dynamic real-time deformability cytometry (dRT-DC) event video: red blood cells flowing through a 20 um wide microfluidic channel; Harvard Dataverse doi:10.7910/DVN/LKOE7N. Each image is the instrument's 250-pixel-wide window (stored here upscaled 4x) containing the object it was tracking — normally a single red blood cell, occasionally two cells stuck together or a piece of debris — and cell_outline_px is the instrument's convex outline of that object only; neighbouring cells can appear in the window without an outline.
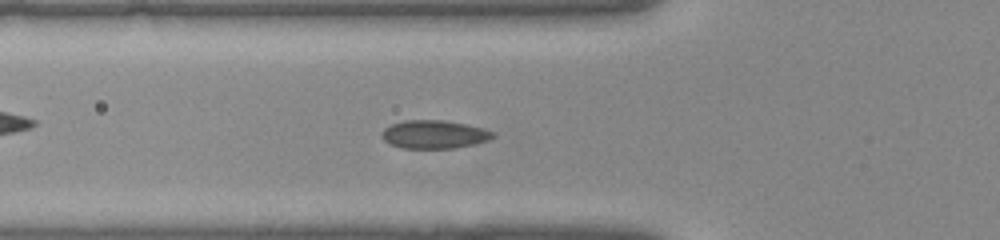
{"species": "common noctule bat (a hibernating species)", "species_latin": "Nyctalus noctula", "temperature_condition": "warm", "stored_images_in_passage": 41, "camera_frame_rate_fps": 3000, "um_per_image_px": 0.085, "animal": {"sex": "female", "body_mass_g": 22.0, "forearm_length_mm": 56.7}, "frame": {"image": 1, "passage_image": 14, "time_ms": 4.333, "image_size_px": [1000, 240], "cell_outline_px": [[496, 136], [488, 140], [476, 144], [456, 148], [400, 148], [388, 144], [380, 136], [380, 132], [384, 128], [392, 124], [404, 120], [440, 120], [464, 124], [484, 128], [496, 132]], "centroid_in_image_um": [36.89, 11.43], "position_along_channel_um": 88.9, "area_um2": 18.55}}
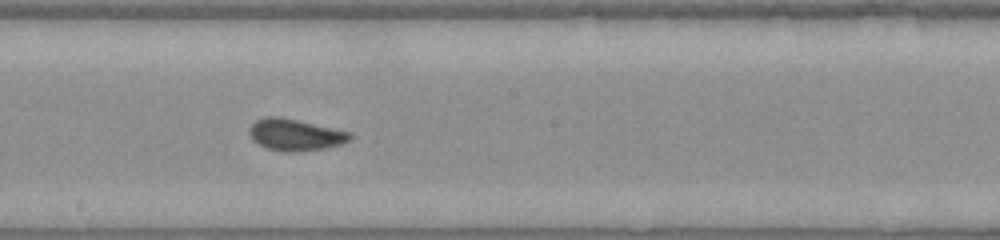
{"frame": {"image": 2, "passage_image": 22, "time_ms": 7.0, "image_size_px": [1000, 240], "cell_outline_px": [[352, 140], [328, 148], [296, 152], [284, 152], [264, 148], [252, 140], [248, 132], [248, 128], [256, 120], [264, 116], [280, 116], [352, 132]], "centroid_in_image_um": [25.08, 11.46], "position_along_channel_um": 223.1, "area_um2": 19.02}}
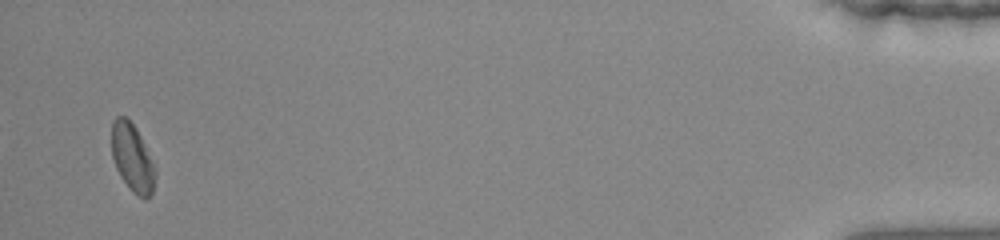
{"frame": {"image": 3, "passage_image": 39, "time_ms": 12.667, "image_size_px": [1000, 240], "cell_outline_px": [[156, 176], [152, 196], [144, 200], [136, 196], [128, 188], [120, 176], [116, 168], [112, 156], [112, 120], [116, 116], [124, 116], [136, 128], [156, 164]], "centroid_in_image_um": [11.29, 13.47], "position_along_channel_um": 423.9, "area_um2": 17.74}}